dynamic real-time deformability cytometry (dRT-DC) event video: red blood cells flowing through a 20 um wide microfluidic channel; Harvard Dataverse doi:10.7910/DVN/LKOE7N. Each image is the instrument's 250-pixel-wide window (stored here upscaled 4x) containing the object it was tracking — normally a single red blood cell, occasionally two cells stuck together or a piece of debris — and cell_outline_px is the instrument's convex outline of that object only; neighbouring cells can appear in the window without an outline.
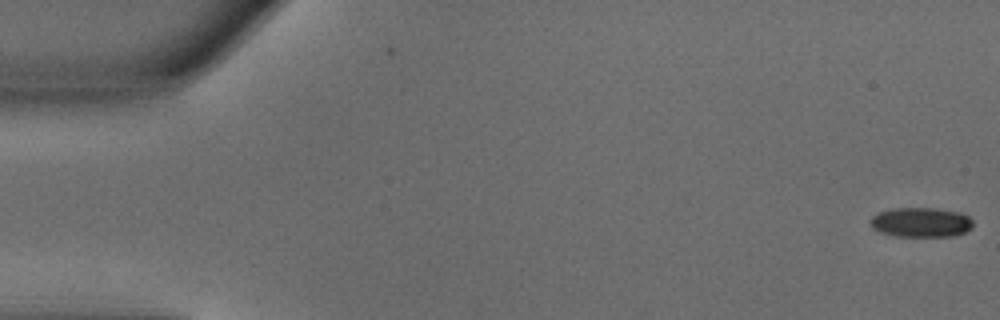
{"species": "common noctule bat (a hibernating species)", "species_latin": "Nyctalus noctula", "temperature_condition": "warm", "stored_images_in_passage": 50, "camera_frame_rate_fps": 3000, "um_per_image_px": 0.085, "animal": {"sex": "male", "body_mass_g": 18.8}, "frame": {"image": 1, "passage_image": 1, "time_ms": 0.0, "image_size_px": [1000, 320], "cell_outline_px": [[972, 228], [964, 232], [952, 236], [892, 236], [880, 232], [872, 228], [868, 220], [872, 216], [880, 212], [892, 208], [932, 208], [960, 212], [968, 216], [972, 220]], "centroid_in_image_um": [78.24, 18.9], "position_along_channel_um": 6.8, "area_um2": 17.8}}
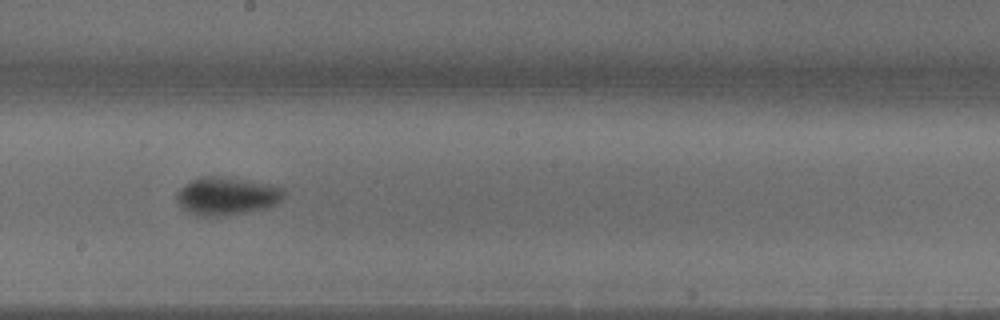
{"frame": {"image": 2, "passage_image": 28, "time_ms": 9.0, "image_size_px": [1000, 320], "cell_outline_px": [[284, 196], [276, 204], [268, 208], [224, 216], [204, 216], [188, 212], [176, 200], [176, 192], [184, 184], [200, 176], [224, 176], [272, 184], [284, 188]], "centroid_in_image_um": [19.29, 16.65], "position_along_channel_um": 228.9, "area_um2": 23.93}}
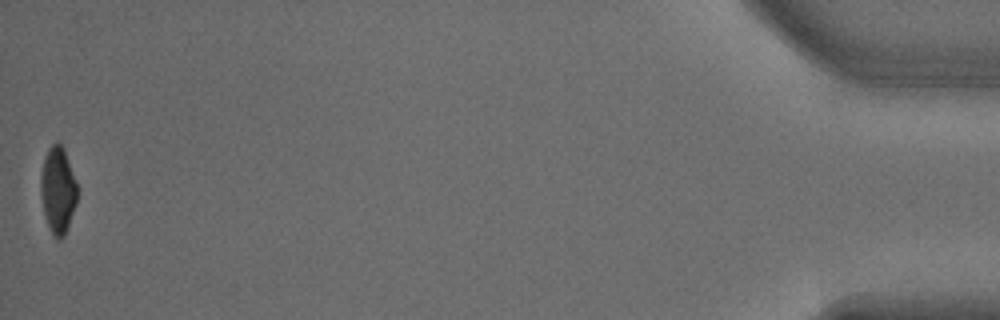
{"frame": {"image": 3, "passage_image": 50, "time_ms": 16.333, "image_size_px": [1000, 320], "cell_outline_px": [[80, 188], [76, 204], [64, 236], [60, 240], [56, 240], [52, 236], [44, 212], [40, 192], [40, 180], [44, 156], [48, 148], [52, 144], [60, 144], [64, 148]], "centroid_in_image_um": [4.95, 16.16], "position_along_channel_um": 430.3, "area_um2": 18.79}, "authors_computed_cell_mechanics": {"area_um2": 20.0855, "velocity_mm_per_s": 4.0477, "shape_relaxation_time_tau1_ms": 3.3021, "shape_relaxation_time_tau2_ms": null, "deformation_change_tau1": 0.1505, "deformation_change_tau2": null}}